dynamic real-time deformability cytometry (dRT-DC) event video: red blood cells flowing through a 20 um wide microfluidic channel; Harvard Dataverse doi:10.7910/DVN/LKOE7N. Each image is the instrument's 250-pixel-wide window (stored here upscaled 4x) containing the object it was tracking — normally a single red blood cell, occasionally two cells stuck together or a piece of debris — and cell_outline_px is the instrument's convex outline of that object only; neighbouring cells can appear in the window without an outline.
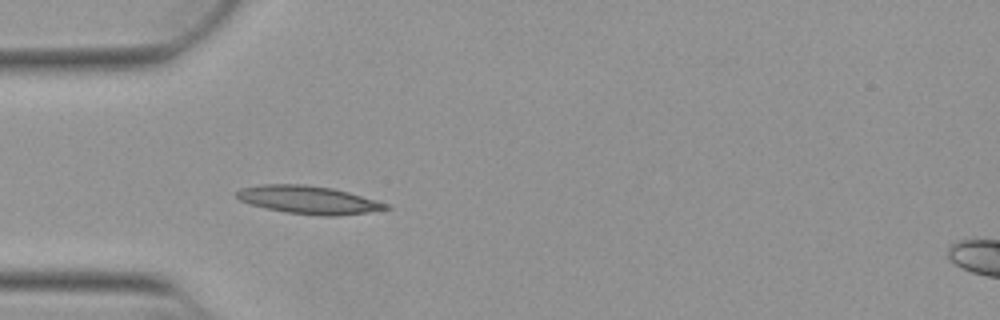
{"species": "Egyptian fruit bat (a non-hibernating species)", "species_latin": "Rousettus aegyptiacus", "temperature_condition": "warm", "stored_images_in_passage": 10, "camera_frame_rate_fps": 3000, "um_per_image_px": 0.085, "animal": {"sex": "female"}, "frame": {"image": 1, "passage_image": 4, "time_ms": 1.0, "image_size_px": [1000, 320], "cell_outline_px": [[392, 208], [368, 212], [336, 216], [320, 216], [284, 212], [252, 204], [240, 200], [236, 196], [236, 192], [240, 188], [260, 184], [304, 184], [332, 188], [348, 192], [376, 200], [388, 204]], "centroid_in_image_um": [26.22, 16.98], "position_along_channel_um": 58.8, "area_um2": 24.28}}
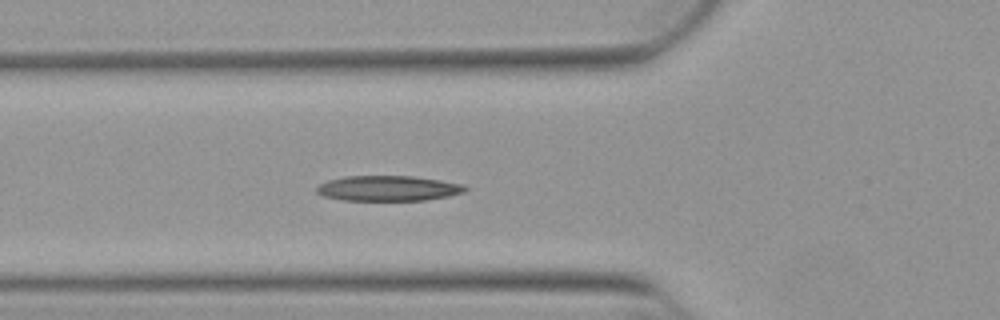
{"frame": {"image": 2, "passage_image": 7, "time_ms": 2.0, "image_size_px": [1000, 320], "cell_outline_px": [[468, 188], [464, 192], [448, 196], [424, 200], [344, 200], [324, 196], [316, 192], [316, 188], [320, 184], [328, 180], [348, 176], [412, 176], [464, 184]], "centroid_in_image_um": [33.0, 16.0], "position_along_channel_um": 92.8, "area_um2": 21.68}}